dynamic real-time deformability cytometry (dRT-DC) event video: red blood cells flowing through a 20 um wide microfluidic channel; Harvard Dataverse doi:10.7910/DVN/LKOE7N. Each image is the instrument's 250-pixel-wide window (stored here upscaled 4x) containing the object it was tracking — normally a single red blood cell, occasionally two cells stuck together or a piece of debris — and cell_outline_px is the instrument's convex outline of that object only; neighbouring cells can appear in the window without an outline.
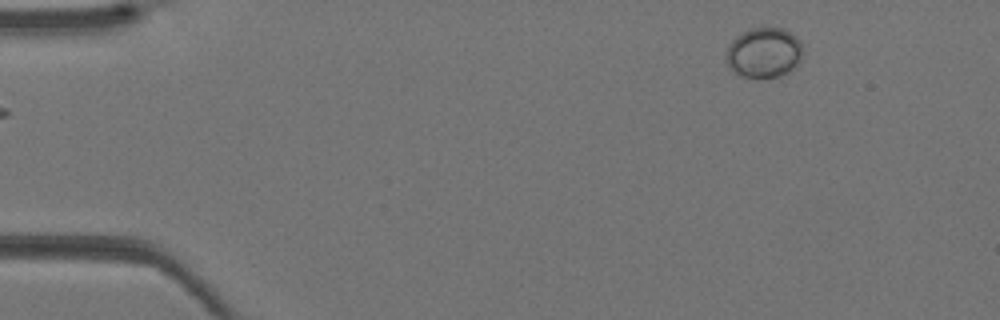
{"species": "Egyptian fruit bat (a non-hibernating species)", "species_latin": "Rousettus aegyptiacus", "temperature_condition": "warm", "stored_images_in_passage": 10, "camera_frame_rate_fps": 3000, "um_per_image_px": 0.085, "animal": {"sex": "female"}, "frame": {"image": 1, "passage_image": 1, "time_ms": 0.0, "image_size_px": [1000, 320], "cell_outline_px": [[800, 60], [788, 72], [776, 76], [740, 76], [728, 64], [728, 44], [736, 36], [752, 28], [784, 28], [796, 36], [800, 40]], "centroid_in_image_um": [64.94, 4.44], "position_along_channel_um": 20.1, "area_um2": 21.62}}
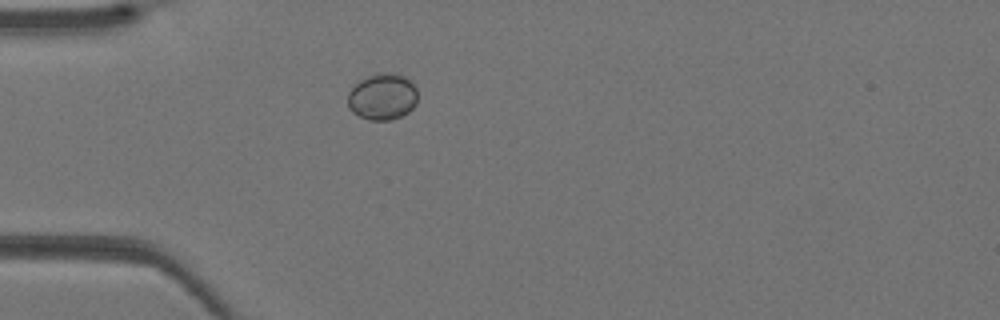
{"frame": {"image": 2, "passage_image": 8, "time_ms": 2.333, "image_size_px": [1000, 320], "cell_outline_px": [[416, 104], [408, 112], [392, 120], [368, 120], [352, 112], [348, 108], [348, 92], [360, 80], [368, 76], [384, 72], [388, 72], [404, 76], [416, 88]], "centroid_in_image_um": [32.49, 8.23], "position_along_channel_um": 52.5, "area_um2": 18.79}}